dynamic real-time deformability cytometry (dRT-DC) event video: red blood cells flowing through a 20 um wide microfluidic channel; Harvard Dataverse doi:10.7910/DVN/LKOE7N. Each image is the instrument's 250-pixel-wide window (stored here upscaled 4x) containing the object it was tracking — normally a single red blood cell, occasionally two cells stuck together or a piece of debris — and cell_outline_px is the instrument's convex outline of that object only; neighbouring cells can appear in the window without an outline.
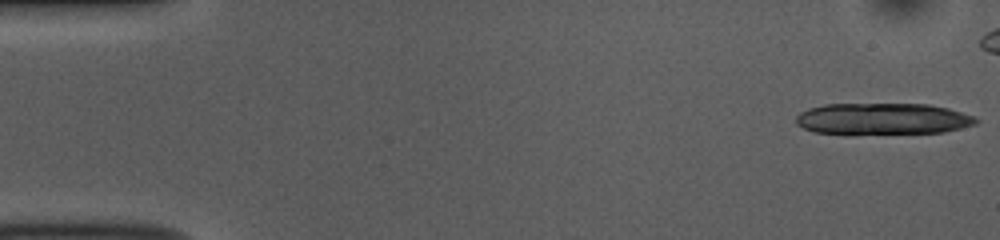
{"species": "common noctule bat (a hibernating species)", "species_latin": "Nyctalus noctula", "temperature_condition": "room temperature", "stored_images_in_passage": 14, "camera_frame_rate_fps": 3000, "um_per_image_px": 0.085, "animal": {"sex": "female", "body_mass_g": 10.0, "forearm_length_mm": 53.1}, "frame": {"image": 1, "passage_image": 1, "time_ms": 0.0, "image_size_px": [1000, 240], "cell_outline_px": [[980, 120], [976, 124], [944, 132], [848, 136], [844, 136], [812, 132], [796, 124], [796, 116], [800, 112], [808, 108], [824, 104], [928, 104], [948, 108], [976, 116]], "centroid_in_image_um": [74.98, 10.14], "position_along_channel_um": 10.0, "area_um2": 34.33}}